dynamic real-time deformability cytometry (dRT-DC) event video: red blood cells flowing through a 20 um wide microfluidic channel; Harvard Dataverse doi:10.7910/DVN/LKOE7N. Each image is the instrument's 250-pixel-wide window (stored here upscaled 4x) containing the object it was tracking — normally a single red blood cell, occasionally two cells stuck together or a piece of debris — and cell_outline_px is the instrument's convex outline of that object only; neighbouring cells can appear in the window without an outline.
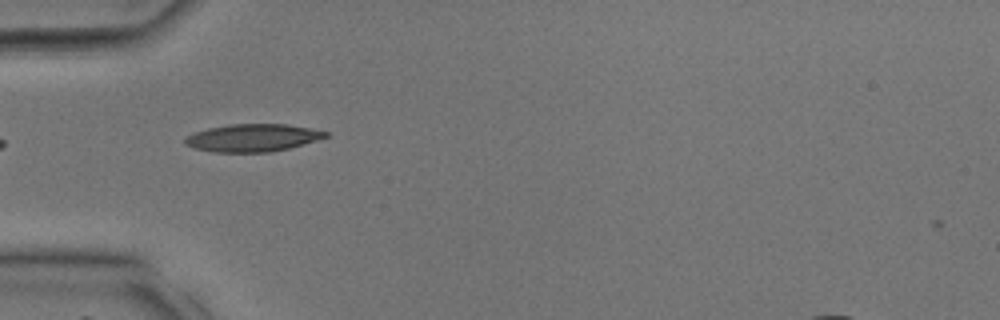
{"species": "common noctule bat (a hibernating species)", "species_latin": "Nyctalus noctula", "temperature_condition": "room temperature", "stored_images_in_passage": 27, "camera_frame_rate_fps": 3000, "um_per_image_px": 0.085, "animal": {"sex": "male", "body_mass_g": 17.9, "forearm_length_mm": 54.2}, "frame": {"image": 1, "passage_image": 1, "time_ms": 0.0, "image_size_px": [1000, 320], "cell_outline_px": [[328, 136], [316, 140], [288, 148], [272, 152], [216, 152], [196, 148], [184, 144], [184, 136], [208, 128], [228, 124], [288, 124], [328, 132]], "centroid_in_image_um": [21.44, 11.71], "position_along_channel_um": 63.6, "area_um2": 22.43}}
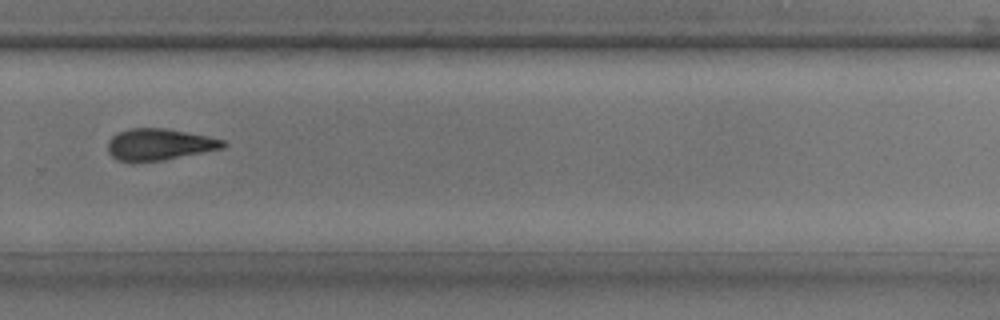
{"frame": {"image": 2, "passage_image": 15, "time_ms": 4.667, "image_size_px": [1000, 320], "cell_outline_px": [[228, 144], [224, 148], [164, 160], [132, 164], [116, 160], [108, 152], [108, 140], [116, 132], [128, 128], [164, 128], [208, 136], [224, 140]], "centroid_in_image_um": [13.49, 12.3], "position_along_channel_um": 316.3, "area_um2": 21.73}}
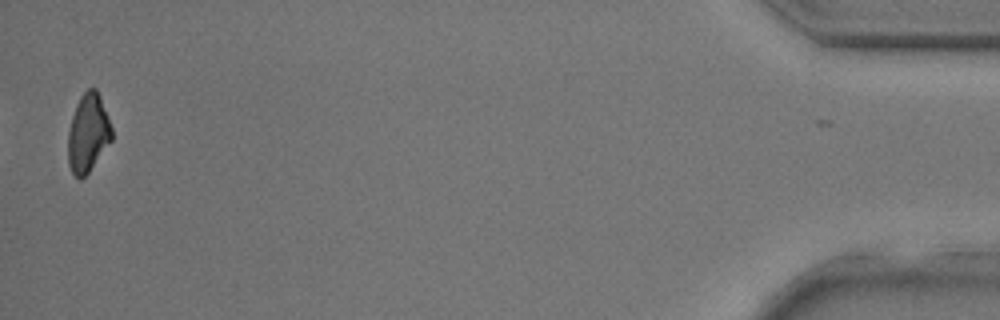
{"frame": {"image": 3, "passage_image": 26, "time_ms": 8.333, "image_size_px": [1000, 320], "cell_outline_px": [[112, 140], [88, 172], [80, 180], [72, 172], [68, 164], [68, 132], [72, 116], [76, 104], [80, 96], [88, 88], [96, 88], [100, 96], [112, 128]], "centroid_in_image_um": [7.47, 11.3], "position_along_channel_um": 427.7, "area_um2": 19.83}}